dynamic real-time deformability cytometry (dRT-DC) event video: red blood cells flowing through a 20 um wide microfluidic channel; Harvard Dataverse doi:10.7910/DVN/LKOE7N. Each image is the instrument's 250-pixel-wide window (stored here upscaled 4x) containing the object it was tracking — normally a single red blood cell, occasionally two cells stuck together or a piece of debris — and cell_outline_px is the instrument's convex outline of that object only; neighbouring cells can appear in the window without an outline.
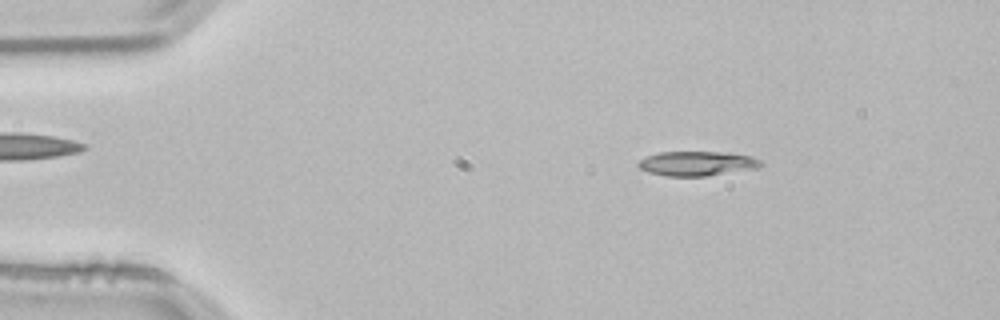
{"species": "common noctule bat (a hibernating species)", "species_latin": "Nyctalus noctula", "temperature_condition": "room temperature", "stored_images_in_passage": 52, "camera_frame_rate_fps": 3000, "um_per_image_px": 0.085, "animal": {"sex": "male", "body_mass_g": 21.5, "forearm_length_mm": 52.0}, "frame": {"image": 1, "passage_image": 7, "time_ms": 2.0, "image_size_px": [1000, 320], "cell_outline_px": [[764, 164], [756, 168], [704, 176], [664, 176], [648, 172], [640, 168], [636, 164], [644, 156], [656, 152], [724, 152], [752, 156], [760, 160]], "centroid_in_image_um": [59.2, 13.89], "position_along_channel_um": 25.8, "area_um2": 17.57}}
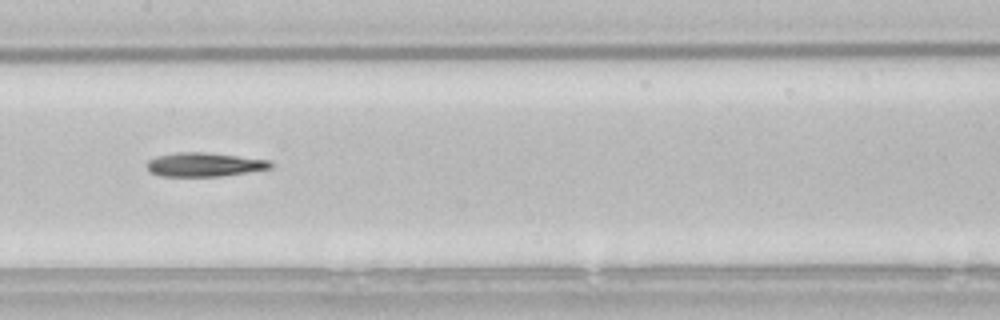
{"frame": {"image": 2, "passage_image": 25, "time_ms": 8.0, "image_size_px": [1000, 320], "cell_outline_px": [[272, 168], [220, 176], [160, 176], [148, 172], [148, 160], [156, 156], [180, 152], [204, 152], [268, 160], [272, 164]], "centroid_in_image_um": [17.32, 13.99], "position_along_channel_um": 190.1, "area_um2": 16.99}}
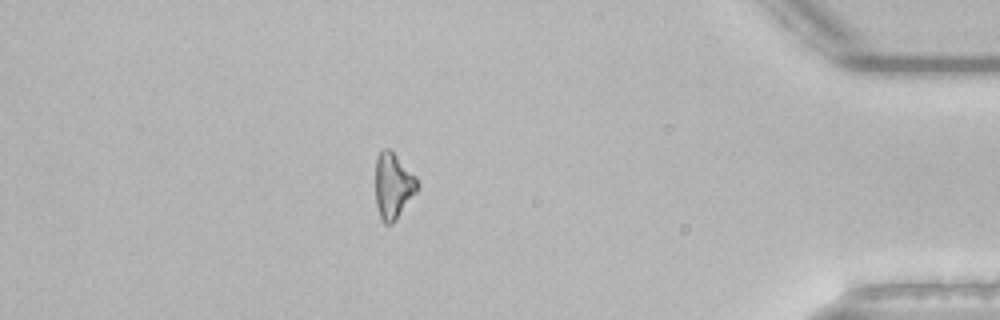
{"frame": {"image": 3, "passage_image": 45, "time_ms": 14.667, "image_size_px": [1000, 320], "cell_outline_px": [[420, 184], [416, 192], [396, 220], [392, 224], [384, 224], [380, 216], [376, 204], [376, 156], [384, 148], [388, 148], [416, 176]], "centroid_in_image_um": [33.42, 15.81], "position_along_channel_um": 401.8, "area_um2": 15.95}, "authors_computed_cell_mechanics": {"area_um2": 17.2533, "velocity_mm_per_s": 3.8284, "shape_relaxation_time_tau1_ms": null, "shape_relaxation_time_tau2_ms": 5.371, "deformation_change_tau1": null, "deformation_change_tau2": 0.1886}}